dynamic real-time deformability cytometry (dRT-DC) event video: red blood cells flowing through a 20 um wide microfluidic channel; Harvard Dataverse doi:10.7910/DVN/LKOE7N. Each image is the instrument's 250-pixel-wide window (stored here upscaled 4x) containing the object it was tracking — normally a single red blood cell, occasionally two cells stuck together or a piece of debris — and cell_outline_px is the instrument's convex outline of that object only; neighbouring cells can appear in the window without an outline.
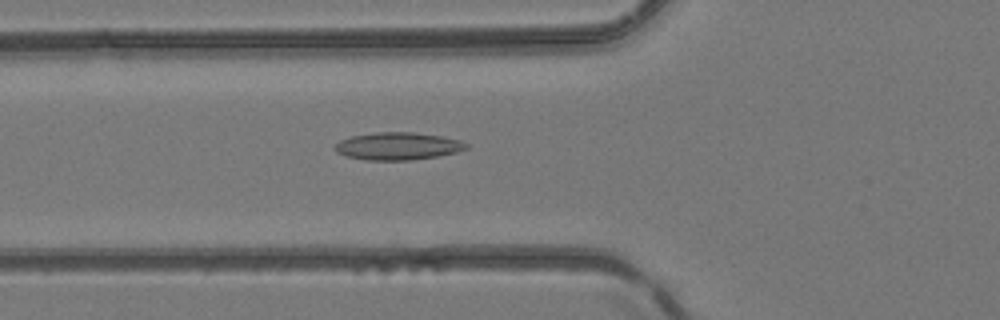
{"species": "common noctule bat (a hibernating species)", "species_latin": "Nyctalus noctula", "temperature_condition": "room temperature", "stored_images_in_passage": 39, "camera_frame_rate_fps": 3000, "um_per_image_px": 0.085, "animal": {"sex": "female", "body_mass_g": 24.6, "forearm_length_mm": 56.2}, "frame": {"image": 1, "passage_image": 9, "time_ms": 2.667, "image_size_px": [1000, 320], "cell_outline_px": [[468, 148], [456, 152], [436, 156], [408, 160], [364, 160], [348, 156], [336, 152], [336, 144], [340, 140], [352, 136], [376, 132], [416, 132], [444, 136], [460, 140], [468, 144]], "centroid_in_image_um": [33.84, 12.41], "position_along_channel_um": 92.0, "area_um2": 20.98}}
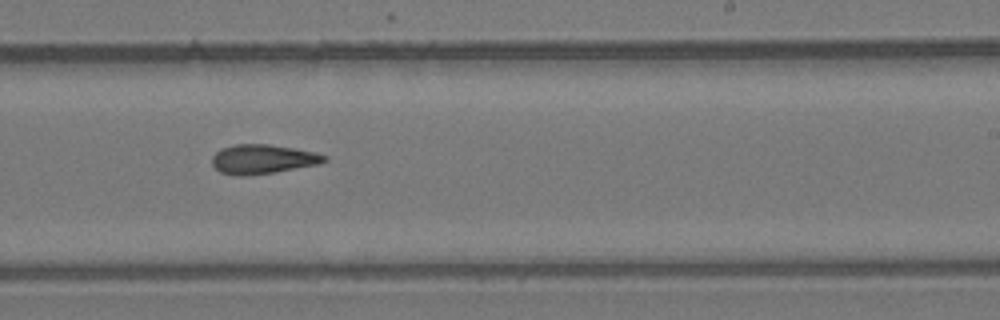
{"frame": {"image": 2, "passage_image": 21, "time_ms": 6.667, "image_size_px": [1000, 320], "cell_outline_px": [[328, 160], [320, 164], [276, 172], [244, 176], [236, 176], [220, 172], [212, 164], [212, 156], [220, 148], [236, 144], [268, 144], [316, 152], [328, 156]], "centroid_in_image_um": [22.34, 13.53], "position_along_channel_um": 266.7, "area_um2": 19.36}}
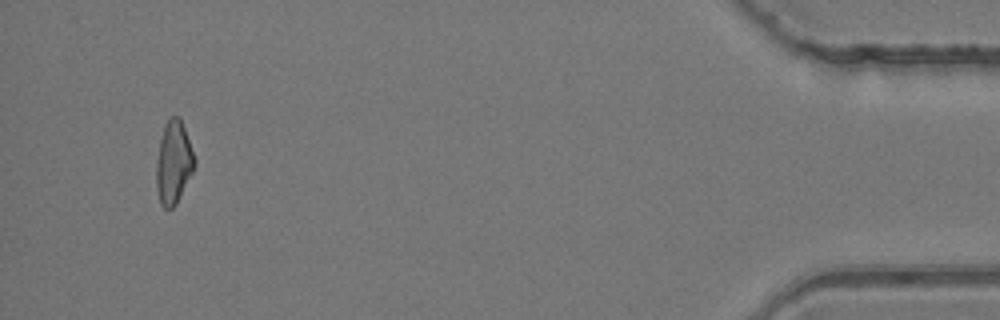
{"frame": {"image": 3, "passage_image": 37, "time_ms": 12.0, "image_size_px": [1000, 320], "cell_outline_px": [[196, 164], [176, 204], [172, 208], [164, 208], [160, 204], [156, 188], [156, 160], [160, 140], [164, 124], [172, 116], [180, 116], [196, 160]], "centroid_in_image_um": [14.74, 13.81], "position_along_channel_um": 420.5, "area_um2": 18.44}}